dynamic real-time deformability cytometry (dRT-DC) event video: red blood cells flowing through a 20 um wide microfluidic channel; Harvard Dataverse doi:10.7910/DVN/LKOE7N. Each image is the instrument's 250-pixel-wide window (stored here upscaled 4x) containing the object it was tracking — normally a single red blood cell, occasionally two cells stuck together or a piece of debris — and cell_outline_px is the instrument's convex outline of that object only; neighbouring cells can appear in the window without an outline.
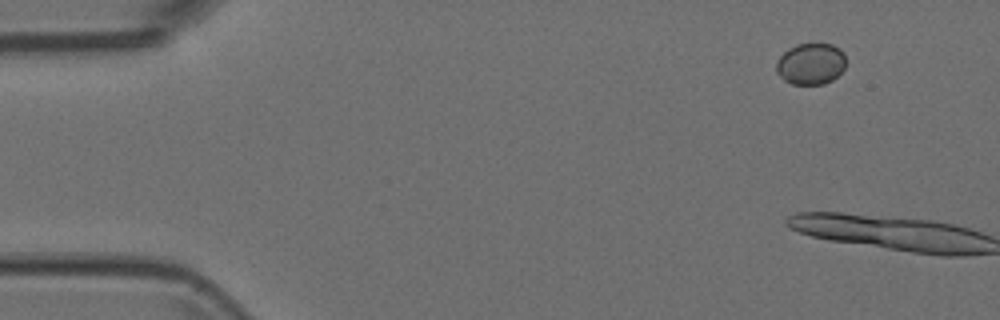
{"species": "Egyptian fruit bat (a non-hibernating species)", "species_latin": "Rousettus aegyptiacus", "temperature_condition": "room temperature", "stored_images_in_passage": 2, "camera_frame_rate_fps": 3000, "um_per_image_px": 0.085, "animal": {"sex": "female"}, "frame": {"image": 1, "passage_image": 1, "time_ms": 0.0, "image_size_px": [1000, 320], "cell_outline_px": [[844, 68], [832, 80], [824, 84], [792, 84], [784, 80], [776, 72], [776, 60], [788, 48], [796, 44], [832, 44], [840, 48], [844, 52]], "centroid_in_image_um": [68.89, 5.42], "position_along_channel_um": 16.1, "area_um2": 16.82}}